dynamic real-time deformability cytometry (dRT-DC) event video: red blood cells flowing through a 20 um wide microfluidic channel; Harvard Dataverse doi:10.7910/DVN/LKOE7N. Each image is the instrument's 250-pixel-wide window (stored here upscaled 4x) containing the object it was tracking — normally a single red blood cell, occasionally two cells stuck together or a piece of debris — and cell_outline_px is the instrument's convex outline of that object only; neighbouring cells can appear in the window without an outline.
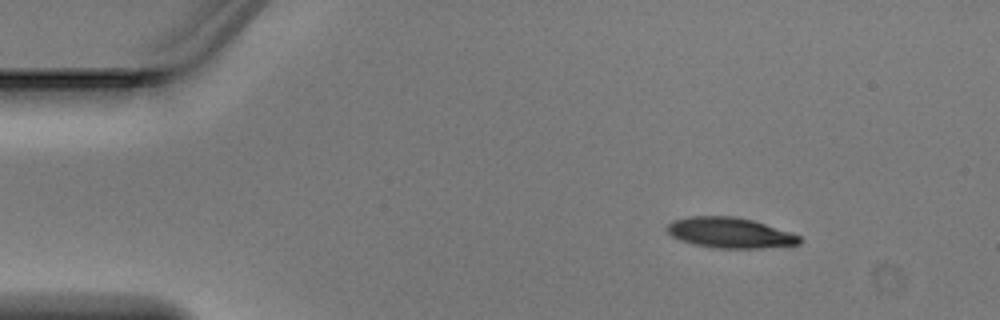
{"species": "Egyptian fruit bat (a non-hibernating species)", "species_latin": "Rousettus aegyptiacus", "temperature_condition": "warm", "stored_images_in_passage": 4, "camera_frame_rate_fps": 3000, "um_per_image_px": 0.085, "animal": {"sex": "male"}, "frame": {"image": 1, "passage_image": 1, "time_ms": 0.0, "image_size_px": [1000, 320], "cell_outline_px": [[804, 240], [800, 244], [764, 248], [716, 248], [692, 244], [680, 240], [672, 236], [668, 232], [668, 224], [672, 220], [688, 216], [732, 216], [752, 220], [800, 236]], "centroid_in_image_um": [62.03, 19.79], "position_along_channel_um": 23.0, "area_um2": 23.41}}